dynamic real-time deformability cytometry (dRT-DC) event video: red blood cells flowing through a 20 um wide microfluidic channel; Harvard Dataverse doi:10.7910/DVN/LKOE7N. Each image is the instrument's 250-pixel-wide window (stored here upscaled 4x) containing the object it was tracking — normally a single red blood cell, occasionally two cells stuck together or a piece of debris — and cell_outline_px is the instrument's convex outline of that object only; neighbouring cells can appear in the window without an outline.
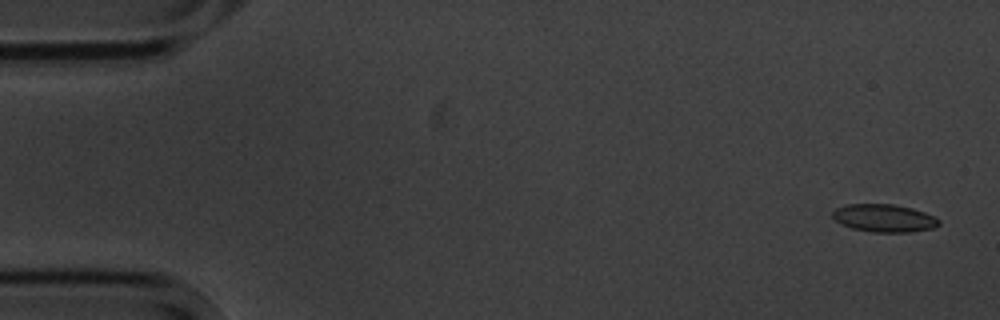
{"species": "common noctule bat (a hibernating species)", "species_latin": "Nyctalus noctula", "temperature_condition": "cold", "stored_images_in_passage": 4, "camera_frame_rate_fps": 3000, "um_per_image_px": 0.085, "animal": {"sex": "male", "body_mass_g": 20.1, "forearm_length_mm": 53.5}, "frame": {"image": 1, "passage_image": 1, "time_ms": 0.0, "image_size_px": [1000, 320], "cell_outline_px": [[940, 224], [932, 228], [908, 232], [872, 232], [852, 228], [840, 224], [832, 216], [832, 212], [836, 208], [848, 204], [892, 204], [912, 208], [924, 212], [940, 220]], "centroid_in_image_um": [75.13, 18.54], "position_along_channel_um": 9.9, "area_um2": 17.11}}
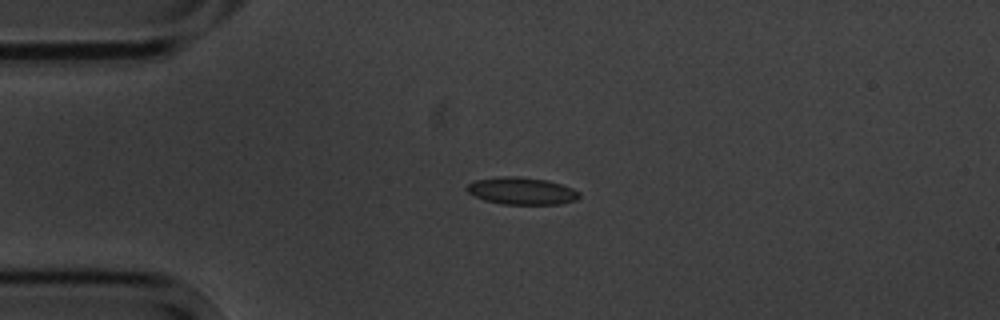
{"frame": {"image": 2, "passage_image": 4, "time_ms": 3.667, "image_size_px": [1000, 320], "cell_outline_px": [[580, 196], [576, 200], [560, 204], [500, 204], [484, 200], [468, 192], [464, 188], [468, 184], [476, 180], [500, 176], [516, 176], [548, 180], [572, 188], [580, 192]], "centroid_in_image_um": [44.34, 16.23], "position_along_channel_um": 40.7, "area_um2": 17.86}}